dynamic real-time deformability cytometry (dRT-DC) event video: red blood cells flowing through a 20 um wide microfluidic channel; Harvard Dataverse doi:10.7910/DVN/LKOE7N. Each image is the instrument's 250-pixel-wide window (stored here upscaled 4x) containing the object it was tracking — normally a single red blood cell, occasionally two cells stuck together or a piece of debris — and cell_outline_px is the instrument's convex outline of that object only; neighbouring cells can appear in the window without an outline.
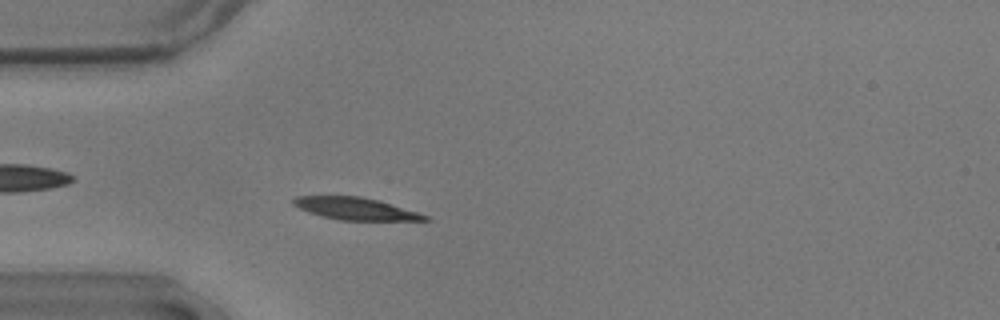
{"species": "common noctule bat (a hibernating species)", "species_latin": "Nyctalus noctula", "temperature_condition": "warm", "stored_images_in_passage": 40, "camera_frame_rate_fps": 3000, "um_per_image_px": 0.085, "animal": {"sex": "male", "body_mass_g": 17.9}, "frame": {"image": 1, "passage_image": 11, "time_ms": 3.333, "image_size_px": [1000, 320], "cell_outline_px": [[432, 220], [340, 220], [320, 216], [308, 212], [292, 204], [292, 200], [296, 196], [360, 196], [380, 200], [428, 216]], "centroid_in_image_um": [30.18, 17.73], "position_along_channel_um": 54.8, "area_um2": 16.94}}
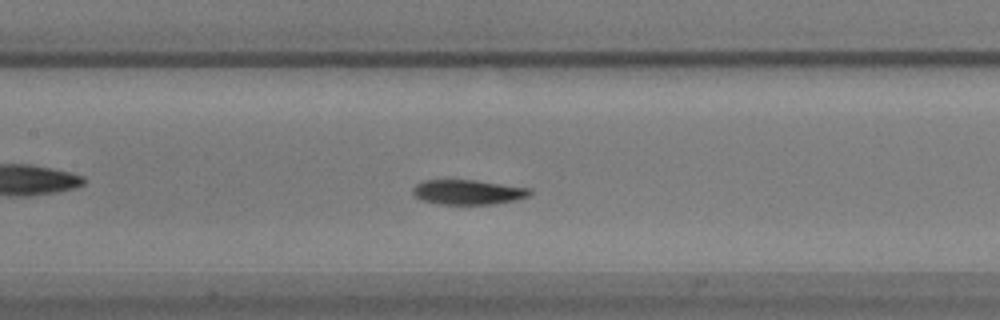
{"frame": {"image": 2, "passage_image": 21, "time_ms": 6.667, "image_size_px": [1000, 320], "cell_outline_px": [[532, 192], [528, 196], [516, 200], [492, 204], [440, 204], [420, 200], [412, 192], [412, 188], [416, 184], [424, 180], [476, 180], [532, 188]], "centroid_in_image_um": [39.79, 16.32], "position_along_channel_um": 167.6, "area_um2": 16.99}}
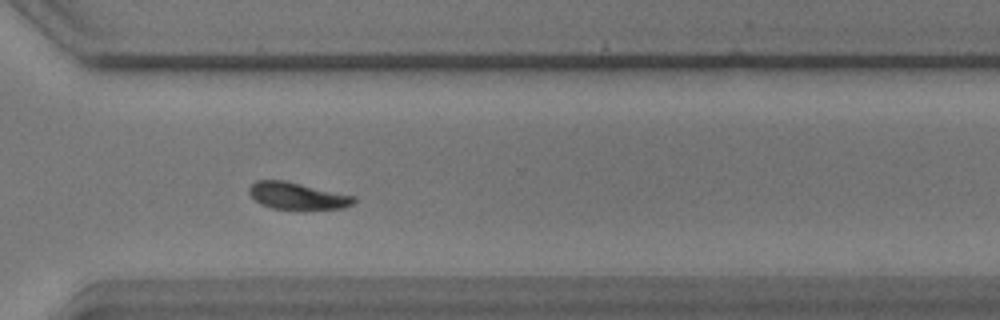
{"frame": {"image": 3, "passage_image": 36, "time_ms": 11.667, "image_size_px": [1000, 320], "cell_outline_px": [[356, 200], [352, 204], [344, 208], [296, 212], [272, 208], [260, 204], [248, 192], [248, 188], [256, 180], [284, 180], [356, 196]], "centroid_in_image_um": [25.29, 16.7], "position_along_channel_um": 345.3, "area_um2": 17.17}, "authors_computed_cell_mechanics": {"area_um2": 17.2533, "velocity_mm_per_s": 3.5649, "shape_relaxation_time_tau1_ms": 2.5075, "shape_relaxation_time_tau2_ms": 8.9997, "deformation_change_tau1": 0.1427, "deformation_change_tau2": 0.1083}}